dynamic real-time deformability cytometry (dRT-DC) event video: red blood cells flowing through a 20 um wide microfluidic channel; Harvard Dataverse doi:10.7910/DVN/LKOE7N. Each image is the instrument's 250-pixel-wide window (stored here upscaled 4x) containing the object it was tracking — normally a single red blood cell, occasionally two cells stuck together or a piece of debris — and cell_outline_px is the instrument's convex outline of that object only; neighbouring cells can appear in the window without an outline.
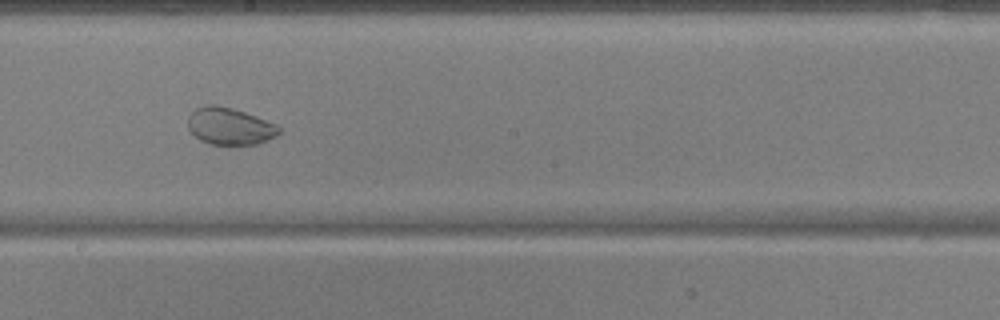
{"species": "common noctule bat (a hibernating species)", "species_latin": "Nyctalus noctula", "temperature_condition": "warm", "stored_images_in_passage": 39, "camera_frame_rate_fps": 3000, "um_per_image_px": 0.085, "animal": {"sex": "male", "body_mass_g": 17.9, "forearm_length_mm": 54.2}, "frame": {"image": 1, "passage_image": 16, "time_ms": 5.0, "image_size_px": [1000, 320], "cell_outline_px": [[280, 132], [276, 136], [268, 140], [256, 144], [212, 144], [200, 140], [188, 128], [188, 116], [196, 108], [208, 104], [216, 104], [232, 108], [256, 116], [276, 124], [280, 128]], "centroid_in_image_um": [19.53, 10.72], "position_along_channel_um": 228.7, "area_um2": 19.54}}
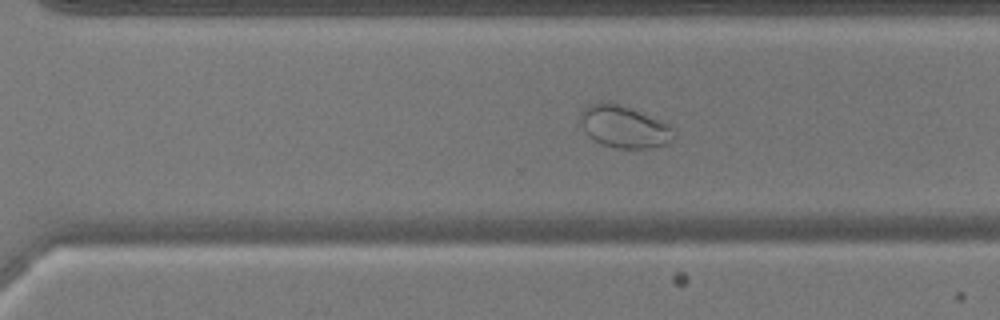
{"frame": {"image": 2, "passage_image": 23, "time_ms": 7.333, "image_size_px": [1000, 320], "cell_outline_px": [[676, 136], [664, 144], [652, 148], [616, 148], [604, 144], [588, 136], [580, 120], [580, 112], [588, 104], [600, 100], [620, 104], [664, 120], [676, 132]], "centroid_in_image_um": [53.06, 10.74], "position_along_channel_um": 317.5, "area_um2": 23.18}}
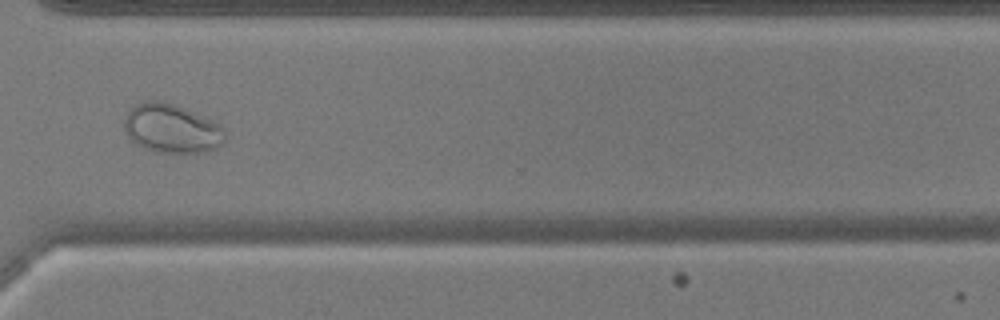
{"frame": {"image": 3, "passage_image": 26, "time_ms": 8.333, "image_size_px": [1000, 320], "cell_outline_px": [[224, 140], [216, 148], [204, 152], [156, 152], [144, 148], [132, 140], [128, 136], [124, 128], [124, 120], [128, 112], [136, 104], [144, 100], [160, 100], [176, 104], [216, 124], [224, 132]], "centroid_in_image_um": [14.52, 10.91], "position_along_channel_um": 356.1, "area_um2": 28.15}}